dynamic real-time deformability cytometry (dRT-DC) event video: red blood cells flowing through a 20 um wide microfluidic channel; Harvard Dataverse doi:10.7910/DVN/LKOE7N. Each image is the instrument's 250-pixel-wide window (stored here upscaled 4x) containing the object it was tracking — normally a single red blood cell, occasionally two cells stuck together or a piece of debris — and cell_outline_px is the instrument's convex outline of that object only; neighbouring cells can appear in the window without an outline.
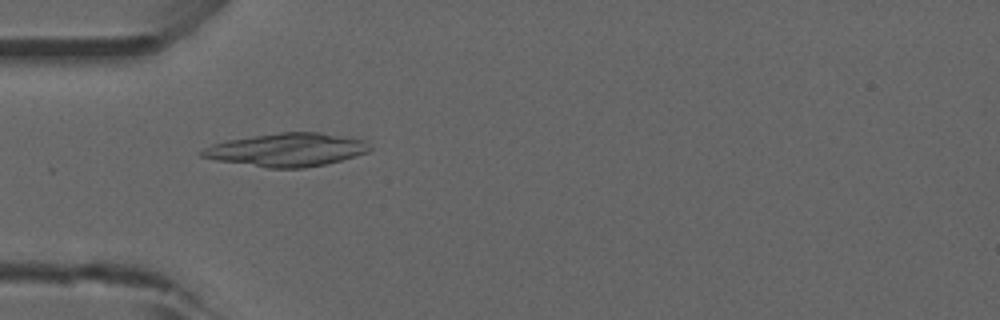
{"species": "common noctule bat (a hibernating species)", "species_latin": "Nyctalus noctula", "temperature_condition": "room temperature", "stored_images_in_passage": 27, "camera_frame_rate_fps": 3000, "um_per_image_px": 0.085, "animal": {"sex": "male", "forearm_length_mm": 52.5}, "frame": {"image": 1, "passage_image": 1, "time_ms": 0.0, "image_size_px": [1000, 320], "cell_outline_px": [[372, 148], [368, 152], [340, 160], [324, 164], [304, 168], [268, 168], [216, 160], [200, 156], [196, 152], [212, 144], [228, 140], [280, 132], [320, 132], [344, 136], [364, 140]], "centroid_in_image_um": [24.35, 12.73], "position_along_channel_um": 60.6, "area_um2": 32.37}}